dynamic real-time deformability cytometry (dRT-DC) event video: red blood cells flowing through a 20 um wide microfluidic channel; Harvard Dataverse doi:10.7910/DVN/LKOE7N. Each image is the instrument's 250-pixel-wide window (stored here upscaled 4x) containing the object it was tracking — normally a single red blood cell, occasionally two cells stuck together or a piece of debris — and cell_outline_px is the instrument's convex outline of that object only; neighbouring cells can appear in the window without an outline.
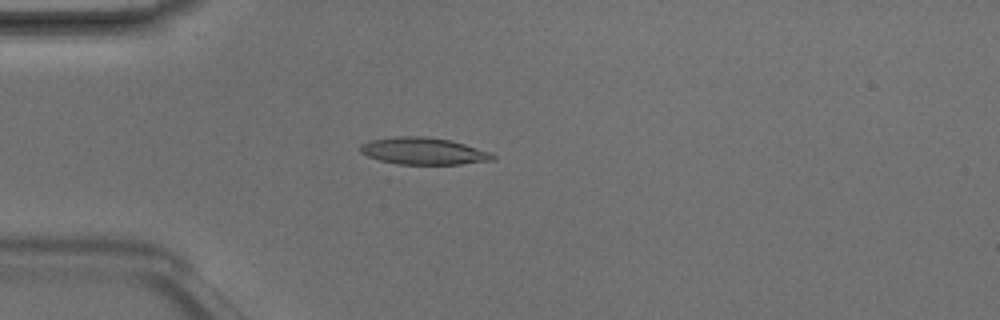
{"species": "Egyptian fruit bat (a non-hibernating species)", "species_latin": "Rousettus aegyptiacus", "temperature_condition": "room temperature", "stored_images_in_passage": 5, "camera_frame_rate_fps": 3000, "um_per_image_px": 0.085, "animal": {"sex": "male"}, "frame": {"image": 1, "passage_image": 4, "time_ms": 1.0, "image_size_px": [1000, 320], "cell_outline_px": [[496, 156], [492, 160], [460, 164], [400, 164], [380, 160], [368, 156], [360, 152], [360, 144], [368, 140], [396, 136], [420, 136], [452, 140], [492, 152]], "centroid_in_image_um": [35.99, 12.83], "position_along_channel_um": 49.0, "area_um2": 20.87}}